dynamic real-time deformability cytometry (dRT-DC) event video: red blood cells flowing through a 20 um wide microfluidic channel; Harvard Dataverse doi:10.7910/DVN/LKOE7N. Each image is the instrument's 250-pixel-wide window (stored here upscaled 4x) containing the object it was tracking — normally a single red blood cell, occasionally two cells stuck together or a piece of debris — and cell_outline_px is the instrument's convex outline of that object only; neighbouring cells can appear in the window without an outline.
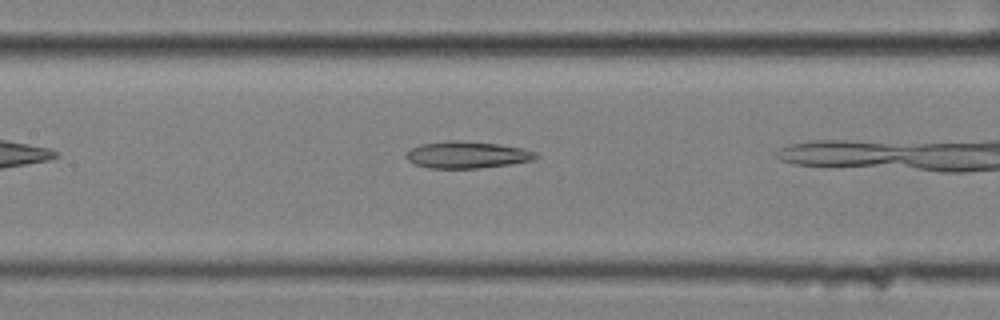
{"species": "common noctule bat (a hibernating species)", "species_latin": "Nyctalus noctula", "temperature_condition": "cold", "stored_images_in_passage": 5, "camera_frame_rate_fps": 3000, "um_per_image_px": 0.085, "animal": {"sex": "female", "body_mass_g": 25.1}, "frame": {"image": 1, "passage_image": 4, "time_ms": 1.0, "image_size_px": [1000, 320], "cell_outline_px": [[540, 156], [532, 160], [508, 164], [480, 168], [428, 168], [416, 164], [408, 160], [404, 156], [412, 148], [424, 144], [448, 140], [452, 140], [496, 144], [524, 148], [536, 152]], "centroid_in_image_um": [39.72, 13.16], "position_along_channel_um": 167.7, "area_um2": 20.0}}